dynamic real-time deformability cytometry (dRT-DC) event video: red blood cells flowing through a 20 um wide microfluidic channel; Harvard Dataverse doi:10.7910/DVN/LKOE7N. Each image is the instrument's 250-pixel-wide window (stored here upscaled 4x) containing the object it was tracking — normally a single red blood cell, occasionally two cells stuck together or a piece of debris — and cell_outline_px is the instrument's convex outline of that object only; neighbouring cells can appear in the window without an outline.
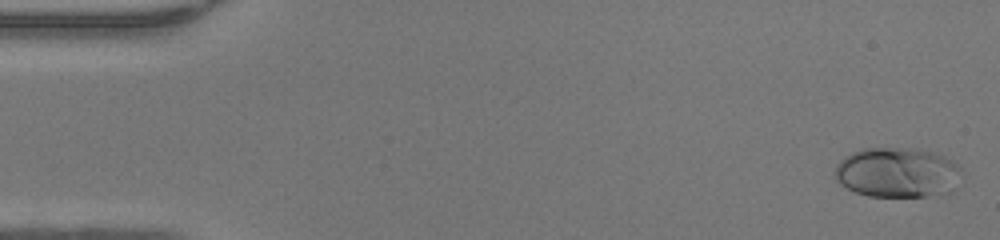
{"species": "human", "species_latin": "Homo sapiens", "temperature_condition": "warm", "stored_images_in_passage": 47, "camera_frame_rate_fps": 3000, "um_per_image_px": 0.085, "donor": {"sex": "female"}, "frame": {"image": 1, "passage_image": 1, "time_ms": 0.0, "image_size_px": [1000, 240], "cell_outline_px": [[960, 168], [936, 192], [928, 196], [868, 196], [856, 192], [840, 184], [836, 180], [832, 172], [836, 164], [840, 160], [852, 152], [864, 148], [912, 148], [932, 152], [944, 156], [952, 160]], "centroid_in_image_um": [76.01, 14.61], "position_along_channel_um": 9.0, "area_um2": 35.26}}
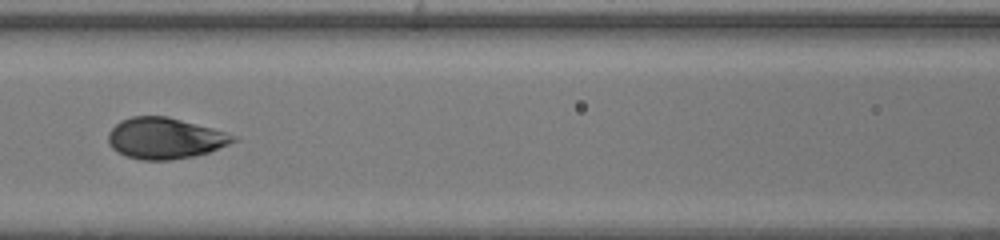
{"frame": {"image": 2, "passage_image": 21, "time_ms": 6.667, "image_size_px": [1000, 240], "cell_outline_px": [[240, 140], [208, 152], [192, 156], [172, 160], [140, 160], [128, 156], [112, 148], [108, 144], [108, 132], [120, 120], [132, 116], [168, 116], [212, 128], [236, 136]], "centroid_in_image_um": [14.02, 11.75], "position_along_channel_um": 152.6, "area_um2": 29.88}}
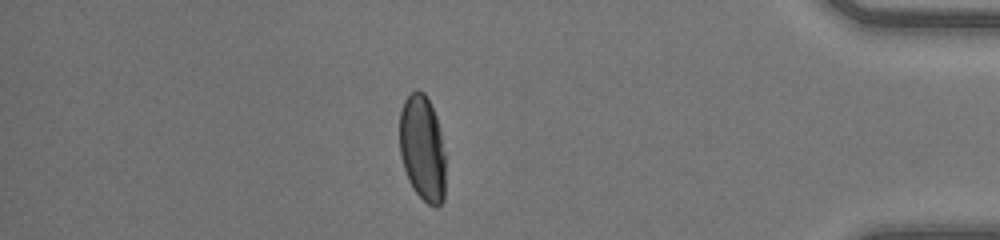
{"frame": {"image": 3, "passage_image": 41, "time_ms": 13.333, "image_size_px": [1000, 240], "cell_outline_px": [[444, 200], [436, 208], [428, 204], [412, 188], [408, 180], [400, 156], [400, 112], [404, 100], [416, 88], [424, 92], [436, 116], [444, 152]], "centroid_in_image_um": [35.89, 12.61], "position_along_channel_um": 399.3, "area_um2": 28.21}, "authors_computed_cell_mechanics": {"area_um2": 30.056, "velocity_mm_per_s": 4.3068, "shape_relaxation_time_tau1_ms": 3.2162, "shape_relaxation_time_tau2_ms": null, "deformation_change_tau1": 0.1585, "deformation_change_tau2": null}}